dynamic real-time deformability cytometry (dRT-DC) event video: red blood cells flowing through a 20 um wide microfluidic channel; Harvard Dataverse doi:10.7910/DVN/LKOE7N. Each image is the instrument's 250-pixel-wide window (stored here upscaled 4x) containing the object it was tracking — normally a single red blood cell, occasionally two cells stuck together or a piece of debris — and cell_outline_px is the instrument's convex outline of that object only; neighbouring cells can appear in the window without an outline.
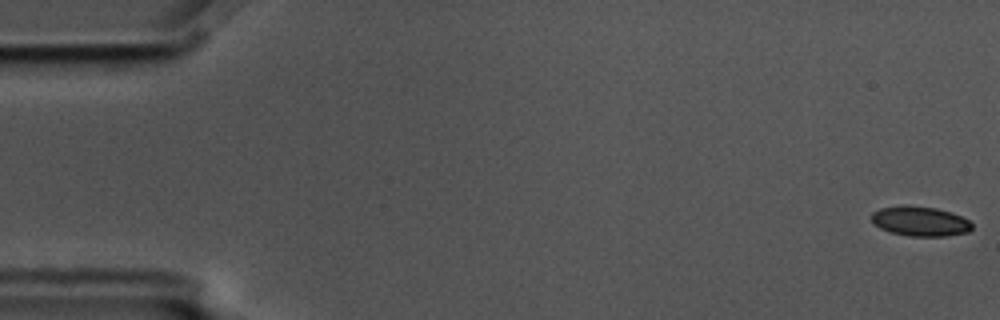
{"species": "common noctule bat (a hibernating species)", "species_latin": "Nyctalus noctula", "temperature_condition": "cold", "stored_images_in_passage": 5, "segment_of_instrument_passage": [2, 2], "camera_frame_rate_fps": 3000, "um_per_image_px": 0.085, "animal": {"sex": "male", "body_mass_g": 17.5, "forearm_length_mm": 52.3}, "frame": {"image": 1, "passage_image": 5, "time_ms": 1.333, "image_size_px": [1000, 320], "cell_outline_px": [[972, 228], [968, 232], [944, 236], [908, 236], [892, 232], [880, 228], [872, 220], [872, 212], [880, 208], [900, 204], [908, 204], [936, 208], [952, 212], [968, 220], [972, 224]], "centroid_in_image_um": [78.2, 18.78], "position_along_channel_um": 6.8, "area_um2": 17.51}}